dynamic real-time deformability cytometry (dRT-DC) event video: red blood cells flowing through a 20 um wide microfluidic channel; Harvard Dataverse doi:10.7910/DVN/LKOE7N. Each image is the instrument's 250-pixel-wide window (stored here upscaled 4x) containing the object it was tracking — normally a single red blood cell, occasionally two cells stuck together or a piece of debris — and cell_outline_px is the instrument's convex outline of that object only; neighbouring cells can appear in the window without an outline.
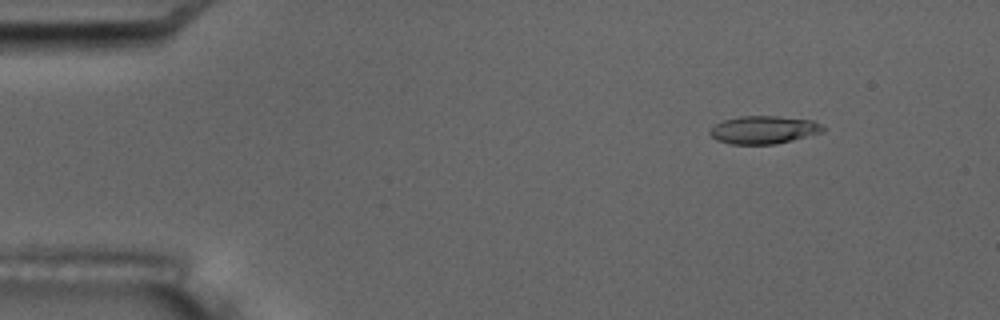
{"species": "common noctule bat (a hibernating species)", "species_latin": "Nyctalus noctula", "temperature_condition": "room temperature", "stored_images_in_passage": 6, "camera_frame_rate_fps": 3000, "um_per_image_px": 0.085, "animal": {"sex": "male", "body_mass_g": 17.5, "forearm_length_mm": 52.3}, "frame": {"image": 1, "passage_image": 2, "time_ms": 2.0, "image_size_px": [1000, 320], "cell_outline_px": [[828, 128], [824, 132], [776, 144], [732, 144], [716, 140], [708, 132], [716, 124], [724, 120], [740, 116], [776, 116], [812, 120]], "centroid_in_image_um": [64.95, 11.03], "position_along_channel_um": 20.0, "area_um2": 18.38}}
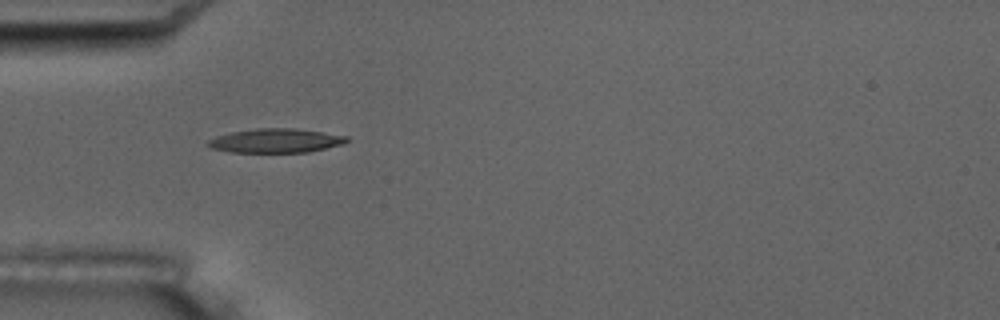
{"frame": {"image": 2, "passage_image": 5, "time_ms": 5.667, "image_size_px": [1000, 320], "cell_outline_px": [[348, 140], [344, 144], [308, 152], [232, 152], [212, 148], [204, 144], [208, 140], [216, 136], [232, 132], [256, 128], [296, 128], [348, 136]], "centroid_in_image_um": [23.44, 11.95], "position_along_channel_um": 61.6, "area_um2": 19.48}}